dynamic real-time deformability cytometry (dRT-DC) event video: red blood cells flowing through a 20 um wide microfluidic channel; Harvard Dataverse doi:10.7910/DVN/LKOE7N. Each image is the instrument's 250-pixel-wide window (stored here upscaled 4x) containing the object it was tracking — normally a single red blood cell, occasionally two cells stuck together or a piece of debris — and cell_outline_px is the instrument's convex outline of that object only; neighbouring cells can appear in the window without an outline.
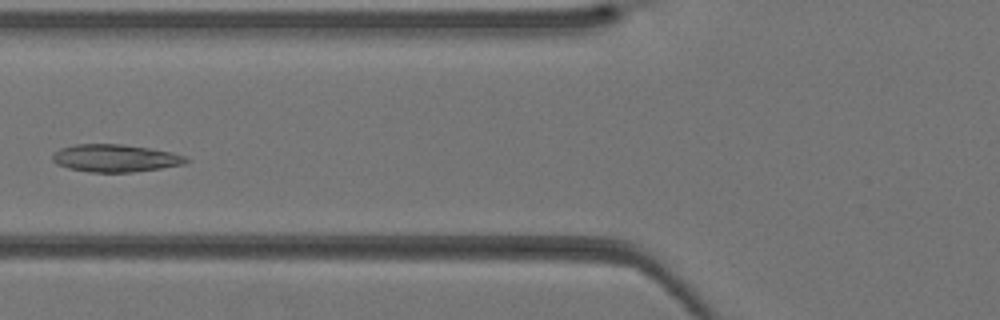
{"species": "Egyptian fruit bat (a non-hibernating species)", "species_latin": "Rousettus aegyptiacus", "temperature_condition": "warm", "stored_images_in_passage": 40, "camera_frame_rate_fps": 3000, "um_per_image_px": 0.085, "animal": {"sex": "female"}, "frame": {"image": 1, "passage_image": 15, "time_ms": 4.667, "image_size_px": [1000, 320], "cell_outline_px": [[192, 160], [184, 164], [160, 168], [132, 172], [88, 172], [68, 168], [56, 164], [52, 160], [52, 156], [60, 148], [76, 144], [124, 144], [172, 152], [184, 156]], "centroid_in_image_um": [9.8, 13.44], "position_along_channel_um": 116.0, "area_um2": 21.44}}
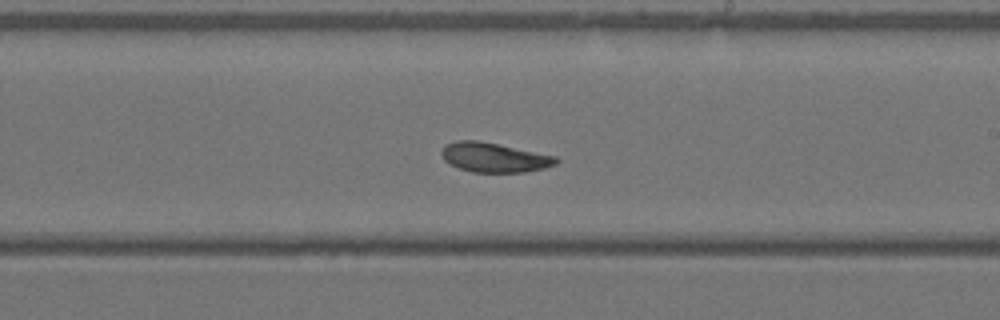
{"frame": {"image": 2, "passage_image": 23, "time_ms": 7.333, "image_size_px": [1000, 320], "cell_outline_px": [[560, 160], [556, 164], [544, 168], [524, 172], [472, 172], [460, 168], [444, 160], [440, 152], [444, 144], [456, 140], [476, 140], [556, 156]], "centroid_in_image_um": [41.98, 13.38], "position_along_channel_um": 247.0, "area_um2": 19.54}}
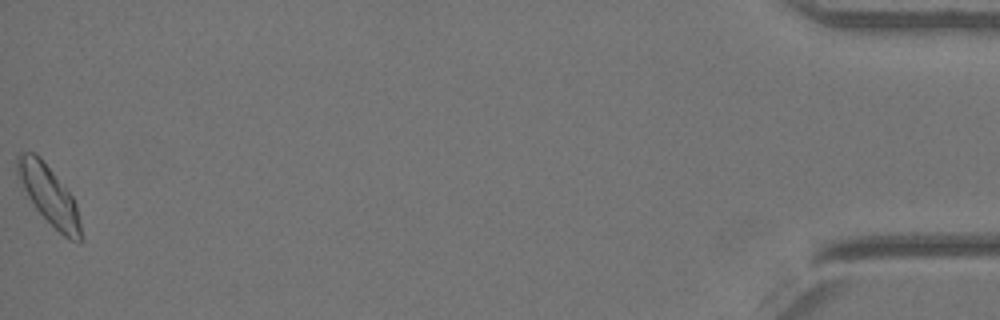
{"frame": {"image": 3, "passage_image": 40, "time_ms": 13.0, "image_size_px": [1000, 320], "cell_outline_px": [[84, 240], [80, 244], [64, 236], [36, 208], [28, 196], [16, 172], [16, 156], [20, 152], [36, 152], [40, 156], [72, 196], [76, 204]], "centroid_in_image_um": [4.18, 16.58], "position_along_channel_um": 431.0, "area_um2": 21.5}}